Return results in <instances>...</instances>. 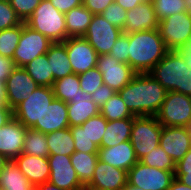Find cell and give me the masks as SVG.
I'll return each mask as SVG.
<instances>
[{
  "label": "cell",
  "mask_w": 191,
  "mask_h": 190,
  "mask_svg": "<svg viewBox=\"0 0 191 190\" xmlns=\"http://www.w3.org/2000/svg\"><path fill=\"white\" fill-rule=\"evenodd\" d=\"M126 185L127 171L98 160L93 179L85 188L122 190Z\"/></svg>",
  "instance_id": "d6986e66"
},
{
  "label": "cell",
  "mask_w": 191,
  "mask_h": 190,
  "mask_svg": "<svg viewBox=\"0 0 191 190\" xmlns=\"http://www.w3.org/2000/svg\"><path fill=\"white\" fill-rule=\"evenodd\" d=\"M97 69L102 73L103 83L119 92L137 74L129 64L119 62L110 54L98 56Z\"/></svg>",
  "instance_id": "7c38bea8"
},
{
  "label": "cell",
  "mask_w": 191,
  "mask_h": 190,
  "mask_svg": "<svg viewBox=\"0 0 191 190\" xmlns=\"http://www.w3.org/2000/svg\"><path fill=\"white\" fill-rule=\"evenodd\" d=\"M128 45H129V34L122 33L112 46L110 55L115 57L119 62L128 64Z\"/></svg>",
  "instance_id": "ee69618b"
},
{
  "label": "cell",
  "mask_w": 191,
  "mask_h": 190,
  "mask_svg": "<svg viewBox=\"0 0 191 190\" xmlns=\"http://www.w3.org/2000/svg\"><path fill=\"white\" fill-rule=\"evenodd\" d=\"M122 190H144L143 188L131 186L127 183V185Z\"/></svg>",
  "instance_id": "6f0895ef"
},
{
  "label": "cell",
  "mask_w": 191,
  "mask_h": 190,
  "mask_svg": "<svg viewBox=\"0 0 191 190\" xmlns=\"http://www.w3.org/2000/svg\"><path fill=\"white\" fill-rule=\"evenodd\" d=\"M159 145L178 163L191 149V136L188 127L162 126Z\"/></svg>",
  "instance_id": "9a60e30c"
},
{
  "label": "cell",
  "mask_w": 191,
  "mask_h": 190,
  "mask_svg": "<svg viewBox=\"0 0 191 190\" xmlns=\"http://www.w3.org/2000/svg\"><path fill=\"white\" fill-rule=\"evenodd\" d=\"M23 21L8 0H0V31L22 24Z\"/></svg>",
  "instance_id": "ab89813d"
},
{
  "label": "cell",
  "mask_w": 191,
  "mask_h": 190,
  "mask_svg": "<svg viewBox=\"0 0 191 190\" xmlns=\"http://www.w3.org/2000/svg\"><path fill=\"white\" fill-rule=\"evenodd\" d=\"M189 11L191 12V0H186Z\"/></svg>",
  "instance_id": "91938a15"
},
{
  "label": "cell",
  "mask_w": 191,
  "mask_h": 190,
  "mask_svg": "<svg viewBox=\"0 0 191 190\" xmlns=\"http://www.w3.org/2000/svg\"><path fill=\"white\" fill-rule=\"evenodd\" d=\"M31 190H40V188L37 185H34Z\"/></svg>",
  "instance_id": "94428289"
},
{
  "label": "cell",
  "mask_w": 191,
  "mask_h": 190,
  "mask_svg": "<svg viewBox=\"0 0 191 190\" xmlns=\"http://www.w3.org/2000/svg\"><path fill=\"white\" fill-rule=\"evenodd\" d=\"M13 161L31 184L39 185L49 180L50 166L47 157L21 153Z\"/></svg>",
  "instance_id": "44dd1931"
},
{
  "label": "cell",
  "mask_w": 191,
  "mask_h": 190,
  "mask_svg": "<svg viewBox=\"0 0 191 190\" xmlns=\"http://www.w3.org/2000/svg\"><path fill=\"white\" fill-rule=\"evenodd\" d=\"M26 130L27 128L14 117L4 124L0 128V154L9 160L17 158L22 153Z\"/></svg>",
  "instance_id": "e0dca14e"
},
{
  "label": "cell",
  "mask_w": 191,
  "mask_h": 190,
  "mask_svg": "<svg viewBox=\"0 0 191 190\" xmlns=\"http://www.w3.org/2000/svg\"><path fill=\"white\" fill-rule=\"evenodd\" d=\"M8 161L9 159L5 155L0 154V173L3 170L4 166L8 163Z\"/></svg>",
  "instance_id": "9f6ffc18"
},
{
  "label": "cell",
  "mask_w": 191,
  "mask_h": 190,
  "mask_svg": "<svg viewBox=\"0 0 191 190\" xmlns=\"http://www.w3.org/2000/svg\"><path fill=\"white\" fill-rule=\"evenodd\" d=\"M85 190H110V189H103V188H85Z\"/></svg>",
  "instance_id": "680465c9"
},
{
  "label": "cell",
  "mask_w": 191,
  "mask_h": 190,
  "mask_svg": "<svg viewBox=\"0 0 191 190\" xmlns=\"http://www.w3.org/2000/svg\"><path fill=\"white\" fill-rule=\"evenodd\" d=\"M54 98L52 87L38 86L29 94L26 100L13 109V117L19 120L26 128L42 125L43 113Z\"/></svg>",
  "instance_id": "5b68a950"
},
{
  "label": "cell",
  "mask_w": 191,
  "mask_h": 190,
  "mask_svg": "<svg viewBox=\"0 0 191 190\" xmlns=\"http://www.w3.org/2000/svg\"><path fill=\"white\" fill-rule=\"evenodd\" d=\"M81 89L88 94H92L103 84L102 73L97 69L87 70L85 73L78 74Z\"/></svg>",
  "instance_id": "f35d334b"
},
{
  "label": "cell",
  "mask_w": 191,
  "mask_h": 190,
  "mask_svg": "<svg viewBox=\"0 0 191 190\" xmlns=\"http://www.w3.org/2000/svg\"><path fill=\"white\" fill-rule=\"evenodd\" d=\"M162 125L156 116H135L131 128L130 142L140 160L159 146Z\"/></svg>",
  "instance_id": "8992f818"
},
{
  "label": "cell",
  "mask_w": 191,
  "mask_h": 190,
  "mask_svg": "<svg viewBox=\"0 0 191 190\" xmlns=\"http://www.w3.org/2000/svg\"><path fill=\"white\" fill-rule=\"evenodd\" d=\"M74 139L75 151L85 153H98L99 147L85 135L81 126L69 127Z\"/></svg>",
  "instance_id": "74e56055"
},
{
  "label": "cell",
  "mask_w": 191,
  "mask_h": 190,
  "mask_svg": "<svg viewBox=\"0 0 191 190\" xmlns=\"http://www.w3.org/2000/svg\"><path fill=\"white\" fill-rule=\"evenodd\" d=\"M93 14L83 5L65 13L67 38L84 37Z\"/></svg>",
  "instance_id": "484cf974"
},
{
  "label": "cell",
  "mask_w": 191,
  "mask_h": 190,
  "mask_svg": "<svg viewBox=\"0 0 191 190\" xmlns=\"http://www.w3.org/2000/svg\"><path fill=\"white\" fill-rule=\"evenodd\" d=\"M167 90L149 73H137L118 93L134 116H156Z\"/></svg>",
  "instance_id": "6da1fadb"
},
{
  "label": "cell",
  "mask_w": 191,
  "mask_h": 190,
  "mask_svg": "<svg viewBox=\"0 0 191 190\" xmlns=\"http://www.w3.org/2000/svg\"><path fill=\"white\" fill-rule=\"evenodd\" d=\"M167 190H191V187L182 184L179 180L174 178Z\"/></svg>",
  "instance_id": "f5cc1de1"
},
{
  "label": "cell",
  "mask_w": 191,
  "mask_h": 190,
  "mask_svg": "<svg viewBox=\"0 0 191 190\" xmlns=\"http://www.w3.org/2000/svg\"><path fill=\"white\" fill-rule=\"evenodd\" d=\"M108 120L99 113L94 117H90L85 123L81 125L85 129V135L88 139L93 141L98 147L101 146L103 134L107 127Z\"/></svg>",
  "instance_id": "8d00e7d4"
},
{
  "label": "cell",
  "mask_w": 191,
  "mask_h": 190,
  "mask_svg": "<svg viewBox=\"0 0 191 190\" xmlns=\"http://www.w3.org/2000/svg\"><path fill=\"white\" fill-rule=\"evenodd\" d=\"M70 160L80 182L86 187L93 179L98 154L75 151L70 156Z\"/></svg>",
  "instance_id": "4316f807"
},
{
  "label": "cell",
  "mask_w": 191,
  "mask_h": 190,
  "mask_svg": "<svg viewBox=\"0 0 191 190\" xmlns=\"http://www.w3.org/2000/svg\"><path fill=\"white\" fill-rule=\"evenodd\" d=\"M100 113L108 120L114 121L135 117L127 108L118 92L109 98L104 105L100 107Z\"/></svg>",
  "instance_id": "d6a6232c"
},
{
  "label": "cell",
  "mask_w": 191,
  "mask_h": 190,
  "mask_svg": "<svg viewBox=\"0 0 191 190\" xmlns=\"http://www.w3.org/2000/svg\"><path fill=\"white\" fill-rule=\"evenodd\" d=\"M149 74L167 91L191 95V69L178 50H169Z\"/></svg>",
  "instance_id": "3957f363"
},
{
  "label": "cell",
  "mask_w": 191,
  "mask_h": 190,
  "mask_svg": "<svg viewBox=\"0 0 191 190\" xmlns=\"http://www.w3.org/2000/svg\"><path fill=\"white\" fill-rule=\"evenodd\" d=\"M101 14L108 22L123 30L127 11H125L119 4L116 2L111 3Z\"/></svg>",
  "instance_id": "60d3db41"
},
{
  "label": "cell",
  "mask_w": 191,
  "mask_h": 190,
  "mask_svg": "<svg viewBox=\"0 0 191 190\" xmlns=\"http://www.w3.org/2000/svg\"><path fill=\"white\" fill-rule=\"evenodd\" d=\"M100 113V107L92 101L91 94L85 93L67 103L69 127L81 126L90 117Z\"/></svg>",
  "instance_id": "603a6c76"
},
{
  "label": "cell",
  "mask_w": 191,
  "mask_h": 190,
  "mask_svg": "<svg viewBox=\"0 0 191 190\" xmlns=\"http://www.w3.org/2000/svg\"><path fill=\"white\" fill-rule=\"evenodd\" d=\"M145 1L149 0H115L114 2L119 4L125 11H128Z\"/></svg>",
  "instance_id": "f907efd6"
},
{
  "label": "cell",
  "mask_w": 191,
  "mask_h": 190,
  "mask_svg": "<svg viewBox=\"0 0 191 190\" xmlns=\"http://www.w3.org/2000/svg\"><path fill=\"white\" fill-rule=\"evenodd\" d=\"M53 42L40 32L34 31L23 22L22 33L14 51L16 67H24L36 57L45 55Z\"/></svg>",
  "instance_id": "30bf717a"
},
{
  "label": "cell",
  "mask_w": 191,
  "mask_h": 190,
  "mask_svg": "<svg viewBox=\"0 0 191 190\" xmlns=\"http://www.w3.org/2000/svg\"><path fill=\"white\" fill-rule=\"evenodd\" d=\"M134 117L108 121L100 147H113L130 140Z\"/></svg>",
  "instance_id": "d4e9b609"
},
{
  "label": "cell",
  "mask_w": 191,
  "mask_h": 190,
  "mask_svg": "<svg viewBox=\"0 0 191 190\" xmlns=\"http://www.w3.org/2000/svg\"><path fill=\"white\" fill-rule=\"evenodd\" d=\"M22 29L23 23L0 31V55L11 59L13 58Z\"/></svg>",
  "instance_id": "e575fe53"
},
{
  "label": "cell",
  "mask_w": 191,
  "mask_h": 190,
  "mask_svg": "<svg viewBox=\"0 0 191 190\" xmlns=\"http://www.w3.org/2000/svg\"><path fill=\"white\" fill-rule=\"evenodd\" d=\"M115 0H83V6L86 7L93 15L101 14L105 8Z\"/></svg>",
  "instance_id": "bcb514c9"
},
{
  "label": "cell",
  "mask_w": 191,
  "mask_h": 190,
  "mask_svg": "<svg viewBox=\"0 0 191 190\" xmlns=\"http://www.w3.org/2000/svg\"><path fill=\"white\" fill-rule=\"evenodd\" d=\"M49 154L71 156L75 152L74 139L70 128L46 134Z\"/></svg>",
  "instance_id": "f1b7e54d"
},
{
  "label": "cell",
  "mask_w": 191,
  "mask_h": 190,
  "mask_svg": "<svg viewBox=\"0 0 191 190\" xmlns=\"http://www.w3.org/2000/svg\"><path fill=\"white\" fill-rule=\"evenodd\" d=\"M174 178L173 171L150 167L140 161L127 172V183L144 190H167Z\"/></svg>",
  "instance_id": "9c48e42d"
},
{
  "label": "cell",
  "mask_w": 191,
  "mask_h": 190,
  "mask_svg": "<svg viewBox=\"0 0 191 190\" xmlns=\"http://www.w3.org/2000/svg\"><path fill=\"white\" fill-rule=\"evenodd\" d=\"M159 21L182 12H188L186 0H152Z\"/></svg>",
  "instance_id": "d590c367"
},
{
  "label": "cell",
  "mask_w": 191,
  "mask_h": 190,
  "mask_svg": "<svg viewBox=\"0 0 191 190\" xmlns=\"http://www.w3.org/2000/svg\"><path fill=\"white\" fill-rule=\"evenodd\" d=\"M156 117L162 126L188 127L191 123V96L168 91Z\"/></svg>",
  "instance_id": "52a82bcc"
},
{
  "label": "cell",
  "mask_w": 191,
  "mask_h": 190,
  "mask_svg": "<svg viewBox=\"0 0 191 190\" xmlns=\"http://www.w3.org/2000/svg\"><path fill=\"white\" fill-rule=\"evenodd\" d=\"M13 117V110L7 105L0 106V128Z\"/></svg>",
  "instance_id": "681fc988"
},
{
  "label": "cell",
  "mask_w": 191,
  "mask_h": 190,
  "mask_svg": "<svg viewBox=\"0 0 191 190\" xmlns=\"http://www.w3.org/2000/svg\"><path fill=\"white\" fill-rule=\"evenodd\" d=\"M52 5L62 13H67L71 9L83 4V0H50Z\"/></svg>",
  "instance_id": "c3c4849f"
},
{
  "label": "cell",
  "mask_w": 191,
  "mask_h": 190,
  "mask_svg": "<svg viewBox=\"0 0 191 190\" xmlns=\"http://www.w3.org/2000/svg\"><path fill=\"white\" fill-rule=\"evenodd\" d=\"M38 86L23 67H16L5 82L7 106L13 110Z\"/></svg>",
  "instance_id": "2e32d148"
},
{
  "label": "cell",
  "mask_w": 191,
  "mask_h": 190,
  "mask_svg": "<svg viewBox=\"0 0 191 190\" xmlns=\"http://www.w3.org/2000/svg\"><path fill=\"white\" fill-rule=\"evenodd\" d=\"M15 68L16 66L13 59L0 55V81L6 82Z\"/></svg>",
  "instance_id": "7dc6e473"
},
{
  "label": "cell",
  "mask_w": 191,
  "mask_h": 190,
  "mask_svg": "<svg viewBox=\"0 0 191 190\" xmlns=\"http://www.w3.org/2000/svg\"><path fill=\"white\" fill-rule=\"evenodd\" d=\"M64 43L73 73H85L96 67L99 55L84 37H69Z\"/></svg>",
  "instance_id": "4fadbf2b"
},
{
  "label": "cell",
  "mask_w": 191,
  "mask_h": 190,
  "mask_svg": "<svg viewBox=\"0 0 191 190\" xmlns=\"http://www.w3.org/2000/svg\"><path fill=\"white\" fill-rule=\"evenodd\" d=\"M24 23L34 31L45 35L53 43L64 42L67 39L65 14L56 9L50 0H41Z\"/></svg>",
  "instance_id": "277c9868"
},
{
  "label": "cell",
  "mask_w": 191,
  "mask_h": 190,
  "mask_svg": "<svg viewBox=\"0 0 191 190\" xmlns=\"http://www.w3.org/2000/svg\"><path fill=\"white\" fill-rule=\"evenodd\" d=\"M168 51L158 29L129 34L128 64L136 73H149Z\"/></svg>",
  "instance_id": "7a4b0ae2"
},
{
  "label": "cell",
  "mask_w": 191,
  "mask_h": 190,
  "mask_svg": "<svg viewBox=\"0 0 191 190\" xmlns=\"http://www.w3.org/2000/svg\"><path fill=\"white\" fill-rule=\"evenodd\" d=\"M116 92L107 86L106 84H102L99 88H97L92 94V101L101 107L106 103V101L111 98Z\"/></svg>",
  "instance_id": "f6af8a7d"
},
{
  "label": "cell",
  "mask_w": 191,
  "mask_h": 190,
  "mask_svg": "<svg viewBox=\"0 0 191 190\" xmlns=\"http://www.w3.org/2000/svg\"><path fill=\"white\" fill-rule=\"evenodd\" d=\"M158 24L152 0L145 1L127 11L123 33L158 29Z\"/></svg>",
  "instance_id": "ac0fdd59"
},
{
  "label": "cell",
  "mask_w": 191,
  "mask_h": 190,
  "mask_svg": "<svg viewBox=\"0 0 191 190\" xmlns=\"http://www.w3.org/2000/svg\"><path fill=\"white\" fill-rule=\"evenodd\" d=\"M188 129L190 131V136H191V123L189 124Z\"/></svg>",
  "instance_id": "6125c7cd"
},
{
  "label": "cell",
  "mask_w": 191,
  "mask_h": 190,
  "mask_svg": "<svg viewBox=\"0 0 191 190\" xmlns=\"http://www.w3.org/2000/svg\"><path fill=\"white\" fill-rule=\"evenodd\" d=\"M54 80L73 74L64 42H54L46 53Z\"/></svg>",
  "instance_id": "cb8c5ba5"
},
{
  "label": "cell",
  "mask_w": 191,
  "mask_h": 190,
  "mask_svg": "<svg viewBox=\"0 0 191 190\" xmlns=\"http://www.w3.org/2000/svg\"><path fill=\"white\" fill-rule=\"evenodd\" d=\"M22 153L37 157H48L49 147L46 134L27 128Z\"/></svg>",
  "instance_id": "1f68e13d"
},
{
  "label": "cell",
  "mask_w": 191,
  "mask_h": 190,
  "mask_svg": "<svg viewBox=\"0 0 191 190\" xmlns=\"http://www.w3.org/2000/svg\"><path fill=\"white\" fill-rule=\"evenodd\" d=\"M175 178L182 184L191 187V149L176 163Z\"/></svg>",
  "instance_id": "7bdbcfd3"
},
{
  "label": "cell",
  "mask_w": 191,
  "mask_h": 190,
  "mask_svg": "<svg viewBox=\"0 0 191 190\" xmlns=\"http://www.w3.org/2000/svg\"><path fill=\"white\" fill-rule=\"evenodd\" d=\"M178 51L185 58L188 68L191 69V37L188 40V42L185 44V46L183 48L179 49Z\"/></svg>",
  "instance_id": "816d5d0a"
},
{
  "label": "cell",
  "mask_w": 191,
  "mask_h": 190,
  "mask_svg": "<svg viewBox=\"0 0 191 190\" xmlns=\"http://www.w3.org/2000/svg\"><path fill=\"white\" fill-rule=\"evenodd\" d=\"M11 7L25 22L34 12V9L40 4L41 0H8Z\"/></svg>",
  "instance_id": "b9f144b4"
},
{
  "label": "cell",
  "mask_w": 191,
  "mask_h": 190,
  "mask_svg": "<svg viewBox=\"0 0 191 190\" xmlns=\"http://www.w3.org/2000/svg\"><path fill=\"white\" fill-rule=\"evenodd\" d=\"M7 105L5 82L0 81V106Z\"/></svg>",
  "instance_id": "11a10c76"
},
{
  "label": "cell",
  "mask_w": 191,
  "mask_h": 190,
  "mask_svg": "<svg viewBox=\"0 0 191 190\" xmlns=\"http://www.w3.org/2000/svg\"><path fill=\"white\" fill-rule=\"evenodd\" d=\"M23 68L39 86H53L55 80L46 54L36 57Z\"/></svg>",
  "instance_id": "4dcf8cb0"
},
{
  "label": "cell",
  "mask_w": 191,
  "mask_h": 190,
  "mask_svg": "<svg viewBox=\"0 0 191 190\" xmlns=\"http://www.w3.org/2000/svg\"><path fill=\"white\" fill-rule=\"evenodd\" d=\"M139 161L147 166L161 170L173 171L174 173L176 171L175 162L160 145L152 149L150 153L143 156Z\"/></svg>",
  "instance_id": "836d02e7"
},
{
  "label": "cell",
  "mask_w": 191,
  "mask_h": 190,
  "mask_svg": "<svg viewBox=\"0 0 191 190\" xmlns=\"http://www.w3.org/2000/svg\"><path fill=\"white\" fill-rule=\"evenodd\" d=\"M47 159L50 166V183L63 189H85L71 164L70 156L49 154Z\"/></svg>",
  "instance_id": "5bb4252c"
},
{
  "label": "cell",
  "mask_w": 191,
  "mask_h": 190,
  "mask_svg": "<svg viewBox=\"0 0 191 190\" xmlns=\"http://www.w3.org/2000/svg\"><path fill=\"white\" fill-rule=\"evenodd\" d=\"M69 128L67 103L54 98L42 116V125H34L31 129L44 134Z\"/></svg>",
  "instance_id": "7402d4cb"
},
{
  "label": "cell",
  "mask_w": 191,
  "mask_h": 190,
  "mask_svg": "<svg viewBox=\"0 0 191 190\" xmlns=\"http://www.w3.org/2000/svg\"><path fill=\"white\" fill-rule=\"evenodd\" d=\"M160 36L168 50H179L191 37V12L171 15L158 24Z\"/></svg>",
  "instance_id": "ba28073f"
},
{
  "label": "cell",
  "mask_w": 191,
  "mask_h": 190,
  "mask_svg": "<svg viewBox=\"0 0 191 190\" xmlns=\"http://www.w3.org/2000/svg\"><path fill=\"white\" fill-rule=\"evenodd\" d=\"M52 88L55 98L66 103H70L73 98L85 94L80 87L79 76L75 73L55 80Z\"/></svg>",
  "instance_id": "f546056e"
},
{
  "label": "cell",
  "mask_w": 191,
  "mask_h": 190,
  "mask_svg": "<svg viewBox=\"0 0 191 190\" xmlns=\"http://www.w3.org/2000/svg\"><path fill=\"white\" fill-rule=\"evenodd\" d=\"M40 190H85V189H63L55 186L54 184L50 183L49 181L37 185Z\"/></svg>",
  "instance_id": "db71d44e"
},
{
  "label": "cell",
  "mask_w": 191,
  "mask_h": 190,
  "mask_svg": "<svg viewBox=\"0 0 191 190\" xmlns=\"http://www.w3.org/2000/svg\"><path fill=\"white\" fill-rule=\"evenodd\" d=\"M0 186L5 190H31L34 186L20 171L13 160H9L0 173Z\"/></svg>",
  "instance_id": "83f0119b"
},
{
  "label": "cell",
  "mask_w": 191,
  "mask_h": 190,
  "mask_svg": "<svg viewBox=\"0 0 191 190\" xmlns=\"http://www.w3.org/2000/svg\"><path fill=\"white\" fill-rule=\"evenodd\" d=\"M123 33L119 27L108 22L102 14L93 15L84 38L98 55L109 54L116 40Z\"/></svg>",
  "instance_id": "8fae6325"
},
{
  "label": "cell",
  "mask_w": 191,
  "mask_h": 190,
  "mask_svg": "<svg viewBox=\"0 0 191 190\" xmlns=\"http://www.w3.org/2000/svg\"><path fill=\"white\" fill-rule=\"evenodd\" d=\"M97 154L98 160L127 172L139 161L129 140L113 147H99Z\"/></svg>",
  "instance_id": "ffe728a7"
}]
</instances>
